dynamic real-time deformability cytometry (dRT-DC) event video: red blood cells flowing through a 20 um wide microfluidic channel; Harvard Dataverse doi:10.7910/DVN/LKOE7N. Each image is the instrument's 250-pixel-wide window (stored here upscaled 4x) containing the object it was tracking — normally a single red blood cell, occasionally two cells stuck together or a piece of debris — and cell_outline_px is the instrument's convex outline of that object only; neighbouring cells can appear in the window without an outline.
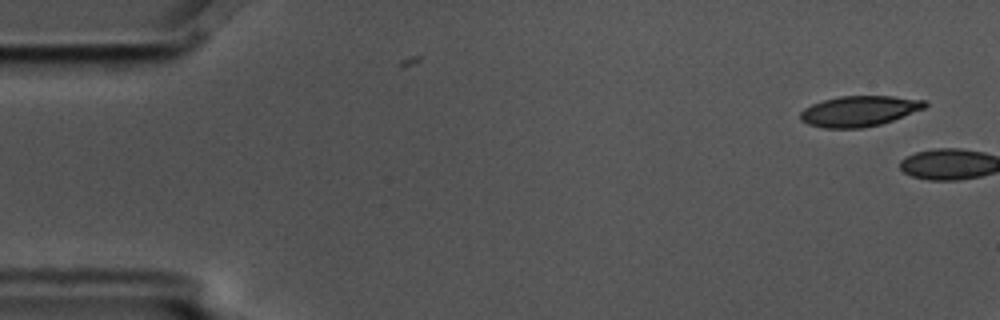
{"species": "common noctule bat (a hibernating species)", "species_latin": "Nyctalus noctula", "temperature_condition": "cold", "stored_images_in_passage": 2, "camera_frame_rate_fps": 3000, "um_per_image_px": 0.085, "animal": {"sex": "male", "body_mass_g": 17.5, "forearm_length_mm": 52.3}, "frame": {"image": 1, "passage_image": 1, "time_ms": 0.0, "image_size_px": [1000, 320], "cell_outline_px": [[928, 104], [924, 108], [892, 120], [880, 124], [860, 128], [824, 128], [808, 124], [800, 120], [800, 112], [804, 108], [812, 104], [824, 100], [840, 96], [892, 96], [924, 100]], "centroid_in_image_um": [73.0, 9.44], "position_along_channel_um": 12.0, "area_um2": 21.96}}